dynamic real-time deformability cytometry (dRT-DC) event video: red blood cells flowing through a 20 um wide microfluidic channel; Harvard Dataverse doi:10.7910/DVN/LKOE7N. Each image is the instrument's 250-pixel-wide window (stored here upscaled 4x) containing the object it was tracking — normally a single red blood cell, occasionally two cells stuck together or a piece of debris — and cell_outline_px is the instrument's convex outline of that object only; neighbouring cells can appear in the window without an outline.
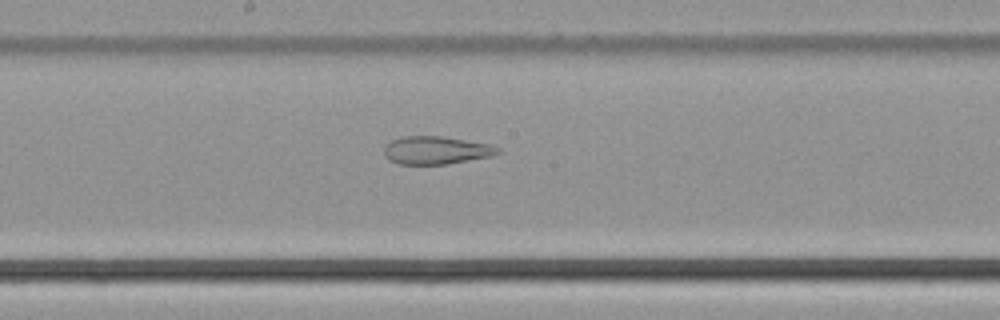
{"species": "common noctule bat (a hibernating species)", "species_latin": "Nyctalus noctula", "temperature_condition": "cold", "stored_images_in_passage": 43, "camera_frame_rate_fps": 3000, "um_per_image_px": 0.085, "animal": {"sex": "male", "body_mass_g": 21.5, "forearm_length_mm": 52.0}, "frame": {"image": 1, "passage_image": 20, "time_ms": 6.333, "image_size_px": [1000, 320], "cell_outline_px": [[500, 152], [492, 156], [448, 164], [400, 164], [388, 160], [384, 156], [384, 148], [392, 140], [400, 136], [440, 136], [488, 144], [500, 148]], "centroid_in_image_um": [37.04, 12.78], "position_along_channel_um": 211.2, "area_um2": 18.44}}
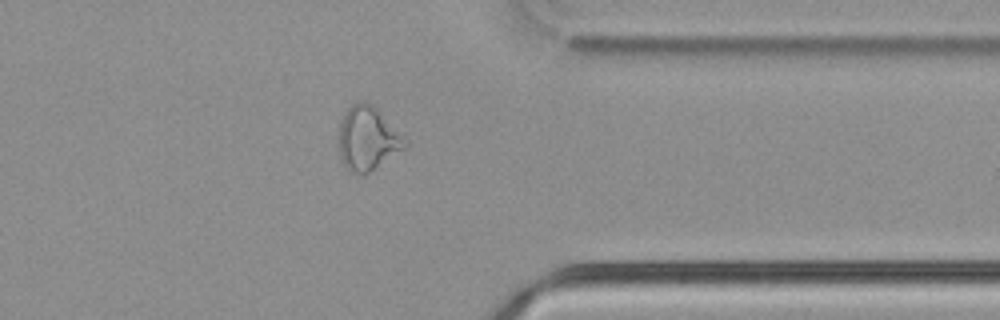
{"frame": {"image": 2, "passage_image": 33, "time_ms": 10.667, "image_size_px": [1000, 320], "cell_outline_px": [[408, 144], [404, 148], [364, 176], [352, 172], [344, 164], [340, 156], [336, 144], [340, 124], [344, 112], [352, 104], [360, 100], [372, 104], [408, 140]], "centroid_in_image_um": [31.21, 11.77], "position_along_channel_um": 380.2, "area_um2": 24.8}}
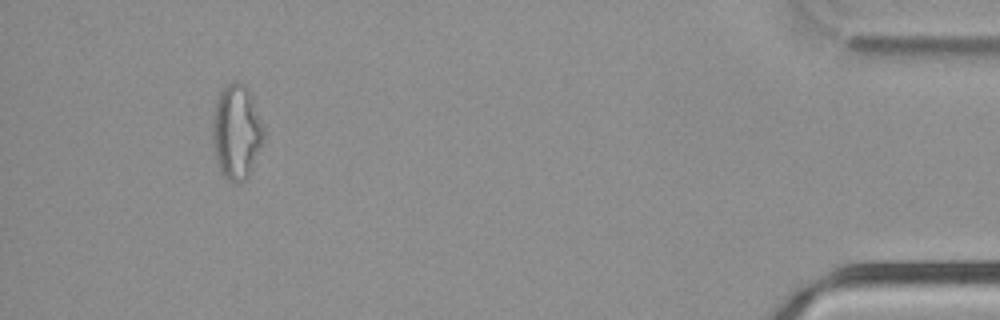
{"frame": {"image": 3, "passage_image": 40, "time_ms": 13.0, "image_size_px": [1000, 320], "cell_outline_px": [[264, 140], [248, 176], [244, 180], [236, 184], [228, 180], [220, 172], [216, 160], [212, 140], [212, 120], [216, 100], [220, 92], [232, 80], [236, 80], [244, 84], [248, 88], [252, 96], [264, 128]], "centroid_in_image_um": [20.09, 11.2], "position_along_channel_um": 415.1, "area_um2": 28.44}}